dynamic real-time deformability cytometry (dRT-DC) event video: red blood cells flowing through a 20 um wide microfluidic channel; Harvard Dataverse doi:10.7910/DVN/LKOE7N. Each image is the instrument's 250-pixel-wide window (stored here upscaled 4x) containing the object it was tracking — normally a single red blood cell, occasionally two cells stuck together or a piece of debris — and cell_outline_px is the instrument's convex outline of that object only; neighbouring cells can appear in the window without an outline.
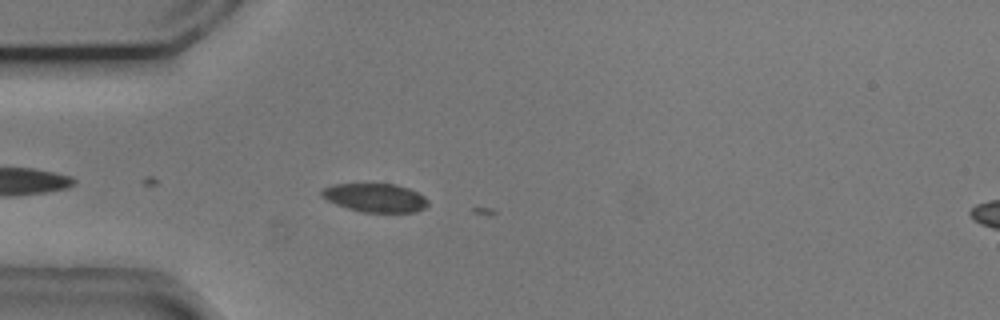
{"species": "common noctule bat (a hibernating species)", "species_latin": "Nyctalus noctula", "temperature_condition": "cold", "stored_images_in_passage": 2, "camera_frame_rate_fps": 3000, "um_per_image_px": 0.085, "animal": {"sex": "male", "body_mass_g": 20.5, "forearm_length_mm": 52.5}, "frame": {"image": 1, "passage_image": 1, "time_ms": 0.0, "image_size_px": [1000, 320], "cell_outline_px": [[428, 204], [424, 208], [416, 212], [364, 212], [348, 208], [336, 204], [320, 196], [320, 192], [324, 188], [332, 184], [396, 184], [408, 188], [424, 196], [428, 200]], "centroid_in_image_um": [31.89, 16.8], "position_along_channel_um": 53.1, "area_um2": 17.63}}